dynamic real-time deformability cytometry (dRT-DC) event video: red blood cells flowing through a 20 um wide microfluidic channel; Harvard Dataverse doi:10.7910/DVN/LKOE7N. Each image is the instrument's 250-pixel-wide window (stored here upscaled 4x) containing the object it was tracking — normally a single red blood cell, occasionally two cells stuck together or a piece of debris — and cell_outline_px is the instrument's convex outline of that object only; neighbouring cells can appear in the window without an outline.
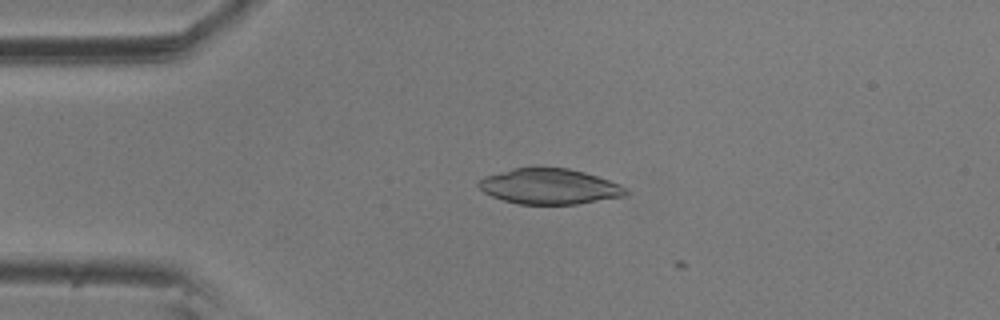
{"species": "common noctule bat (a hibernating species)", "species_latin": "Nyctalus noctula", "temperature_condition": "room temperature", "stored_images_in_passage": 4, "camera_frame_rate_fps": 3000, "um_per_image_px": 0.085, "animal": {"sex": "male", "body_mass_g": 20.5, "forearm_length_mm": 52.5}, "frame": {"image": 1, "passage_image": 3, "time_ms": 0.667, "image_size_px": [1000, 320], "cell_outline_px": [[632, 192], [628, 196], [576, 204], [520, 204], [504, 200], [492, 196], [484, 192], [476, 184], [484, 176], [512, 168], [568, 168], [584, 172], [620, 184], [628, 188]], "centroid_in_image_um": [46.75, 15.85], "position_along_channel_um": 38.2, "area_um2": 30.52}}